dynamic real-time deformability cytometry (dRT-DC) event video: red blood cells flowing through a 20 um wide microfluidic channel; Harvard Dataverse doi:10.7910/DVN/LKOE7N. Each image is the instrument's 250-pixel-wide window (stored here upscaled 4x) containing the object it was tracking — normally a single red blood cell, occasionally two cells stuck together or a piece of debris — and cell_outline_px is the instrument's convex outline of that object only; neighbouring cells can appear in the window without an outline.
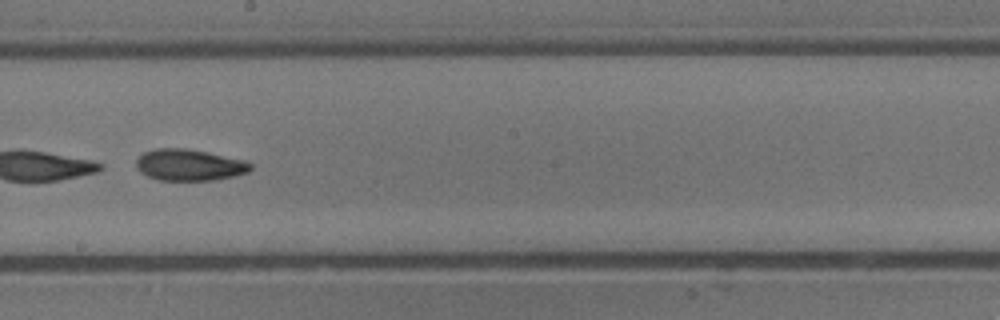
{"species": "common noctule bat (a hibernating species)", "species_latin": "Nyctalus noctula", "temperature_condition": "cold", "stored_images_in_passage": 35, "camera_frame_rate_fps": 3000, "um_per_image_px": 0.085, "animal": {"sex": "male", "body_mass_g": 13.3}, "frame": {"image": 1, "passage_image": 30, "time_ms": 9.667, "image_size_px": [1000, 320], "cell_outline_px": [[252, 168], [248, 172], [216, 180], [160, 180], [148, 176], [140, 172], [136, 168], [136, 160], [144, 152], [156, 148], [184, 148], [208, 152], [244, 160], [252, 164]], "centroid_in_image_um": [16.08, 14.02], "position_along_channel_um": 232.1, "area_um2": 20.92}}